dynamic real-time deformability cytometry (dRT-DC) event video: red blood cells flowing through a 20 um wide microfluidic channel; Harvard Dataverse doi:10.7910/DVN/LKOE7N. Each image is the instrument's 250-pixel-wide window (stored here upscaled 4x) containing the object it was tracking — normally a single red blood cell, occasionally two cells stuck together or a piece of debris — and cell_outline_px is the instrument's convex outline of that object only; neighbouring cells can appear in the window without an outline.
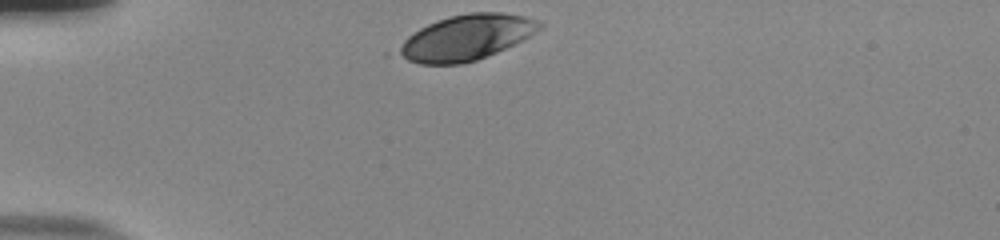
{"species": "human", "species_latin": "Homo sapiens", "temperature_condition": "room temperature", "stored_images_in_passage": 31, "camera_frame_rate_fps": 3000, "um_per_image_px": 0.085, "donor": {"sex": "male"}, "frame": {"image": 1, "passage_image": 1, "time_ms": 0.0, "image_size_px": [1000, 240], "cell_outline_px": [[544, 24], [536, 32], [496, 52], [476, 60], [460, 64], [420, 64], [384, 56], [384, 52], [420, 28], [428, 24], [452, 16], [468, 12], [500, 12], [524, 16], [536, 20]], "centroid_in_image_um": [39.39, 3.24], "position_along_channel_um": 45.6, "area_um2": 38.09}}
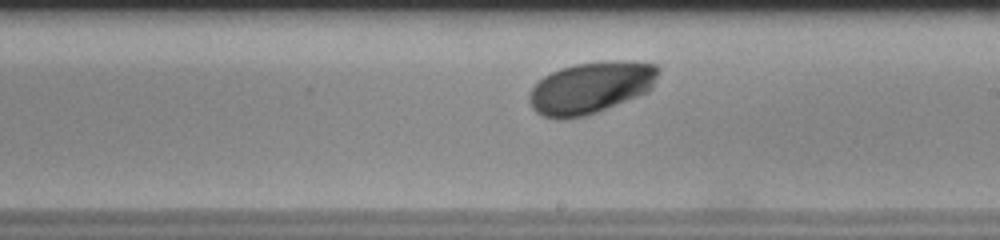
{"frame": {"image": 2, "passage_image": 19, "time_ms": 6.0, "image_size_px": [1000, 240], "cell_outline_px": [[660, 68], [652, 88], [648, 92], [596, 112], [584, 116], [564, 120], [556, 120], [544, 116], [536, 112], [532, 108], [528, 100], [528, 92], [544, 76], [560, 68], [576, 64], [600, 60], [632, 60], [656, 64]], "centroid_in_image_um": [50.22, 7.44], "position_along_channel_um": 238.8, "area_um2": 39.36}}
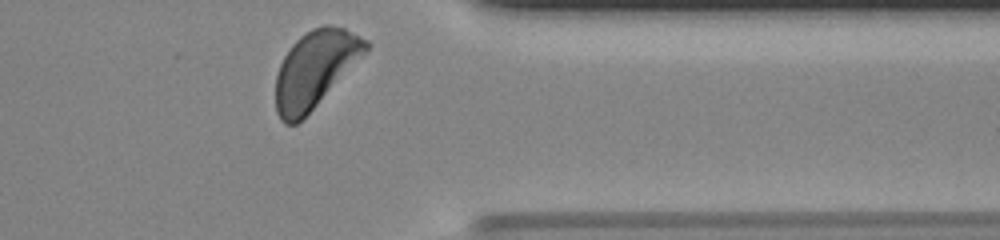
{"frame": {"image": 3, "passage_image": 31, "time_ms": 10.0, "image_size_px": [1000, 240], "cell_outline_px": [[372, 44], [316, 104], [296, 124], [284, 124], [280, 120], [276, 112], [276, 76], [280, 64], [284, 56], [292, 44], [300, 36], [312, 28], [324, 24], [328, 24], [344, 28], [368, 40]], "centroid_in_image_um": [26.74, 5.84], "position_along_channel_um": 384.7, "area_um2": 39.25}, "authors_computed_cell_mechanics": {"area_um2": 38.0902, "velocity_mm_per_s": 3.7882, "shape_relaxation_time_tau1_ms": 1.8652, "shape_relaxation_time_tau2_ms": null, "deformation_change_tau1": 0.1219, "deformation_change_tau2": null}}